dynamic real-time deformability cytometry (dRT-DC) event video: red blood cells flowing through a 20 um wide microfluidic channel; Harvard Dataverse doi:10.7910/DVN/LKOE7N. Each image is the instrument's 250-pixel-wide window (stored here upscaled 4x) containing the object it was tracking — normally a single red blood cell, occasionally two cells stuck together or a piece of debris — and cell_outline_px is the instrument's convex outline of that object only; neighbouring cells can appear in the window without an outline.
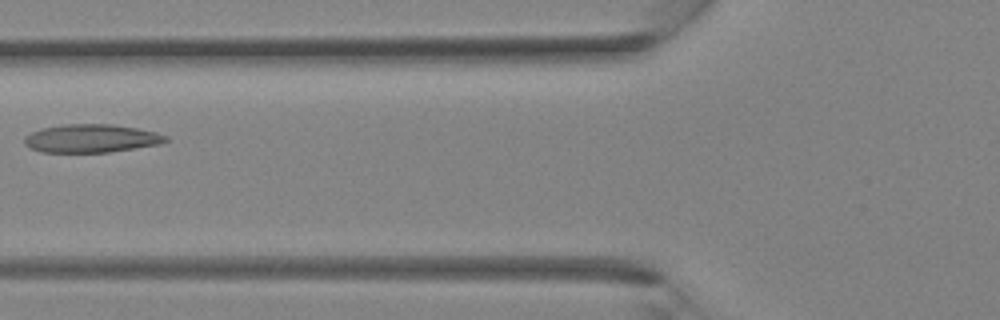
{"species": "Egyptian fruit bat (a non-hibernating species)", "species_latin": "Rousettus aegyptiacus", "temperature_condition": "room temperature", "stored_images_in_passage": 36, "camera_frame_rate_fps": 3000, "um_per_image_px": 0.085, "animal": {"sex": "female"}, "frame": {"image": 1, "passage_image": 14, "time_ms": 4.333, "image_size_px": [1000, 320], "cell_outline_px": [[168, 140], [160, 144], [108, 152], [40, 152], [28, 148], [24, 144], [24, 136], [40, 128], [64, 124], [112, 124], [136, 128], [156, 132], [168, 136]], "centroid_in_image_um": [7.72, 11.76], "position_along_channel_um": 118.1, "area_um2": 23.35}}
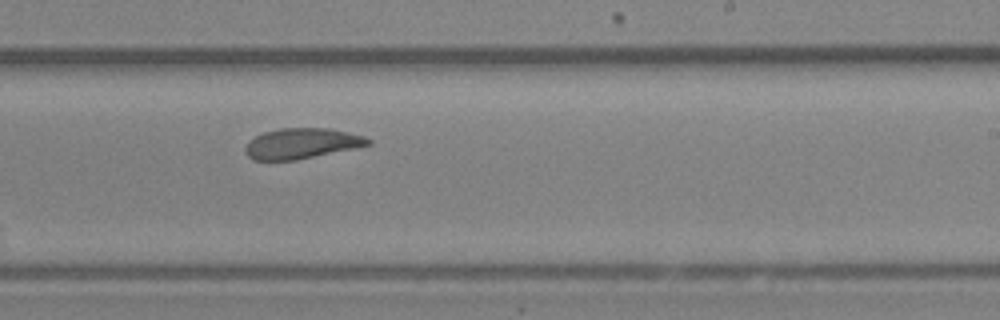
{"frame": {"image": 2, "passage_image": 22, "time_ms": 7.0, "image_size_px": [1000, 320], "cell_outline_px": [[372, 144], [296, 160], [252, 160], [244, 152], [244, 148], [248, 140], [264, 132], [280, 128], [328, 128], [348, 132], [364, 136], [372, 140]], "centroid_in_image_um": [25.61, 12.19], "position_along_channel_um": 263.4, "area_um2": 21.79}}
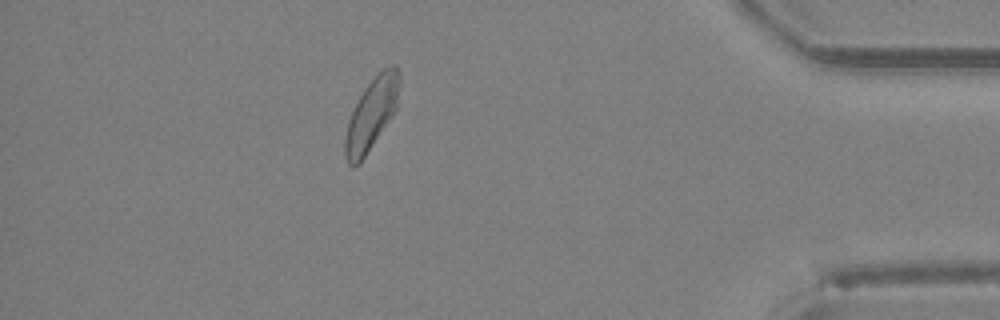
{"frame": {"image": 3, "passage_image": 32, "time_ms": 10.333, "image_size_px": [1000, 320], "cell_outline_px": [[400, 84], [396, 108], [392, 116], [360, 164], [352, 168], [348, 164], [344, 156], [344, 140], [348, 120], [364, 88], [384, 68], [392, 64], [396, 64], [400, 72]], "centroid_in_image_um": [31.58, 9.73], "position_along_channel_um": 403.6, "area_um2": 22.72}}